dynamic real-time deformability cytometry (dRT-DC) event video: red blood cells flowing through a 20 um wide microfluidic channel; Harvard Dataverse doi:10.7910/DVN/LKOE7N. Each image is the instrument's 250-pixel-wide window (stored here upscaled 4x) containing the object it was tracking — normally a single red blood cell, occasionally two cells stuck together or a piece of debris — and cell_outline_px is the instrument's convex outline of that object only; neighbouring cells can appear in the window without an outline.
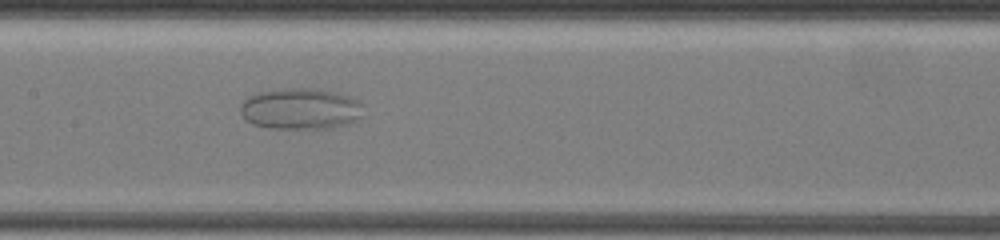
{"species": "common noctule bat (a hibernating species)", "species_latin": "Nyctalus noctula", "temperature_condition": "warm", "stored_images_in_passage": 22, "camera_frame_rate_fps": 3000, "um_per_image_px": 0.085, "animal": {"sex": "female", "body_mass_g": 19.5, "forearm_length_mm": 54.1}, "frame": {"image": 1, "passage_image": 7, "time_ms": 4.333, "image_size_px": [1000, 240], "cell_outline_px": [[360, 120], [348, 124], [328, 128], [268, 128], [252, 124], [240, 112], [240, 108], [244, 100], [248, 96], [260, 92], [288, 88], [320, 88], [348, 96], [360, 100]], "centroid_in_image_um": [25.55, 9.24], "position_along_channel_um": 181.8, "area_um2": 29.42}}
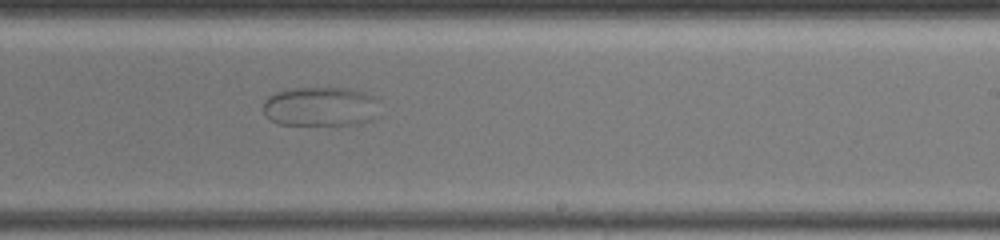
{"frame": {"image": 2, "passage_image": 11, "time_ms": 6.667, "image_size_px": [1000, 240], "cell_outline_px": [[372, 120], [364, 124], [336, 128], [280, 124], [272, 120], [264, 112], [264, 100], [268, 96], [276, 92], [292, 88], [352, 88], [364, 92], [372, 96]], "centroid_in_image_um": [27.18, 9.12], "position_along_channel_um": 261.8, "area_um2": 27.22}}
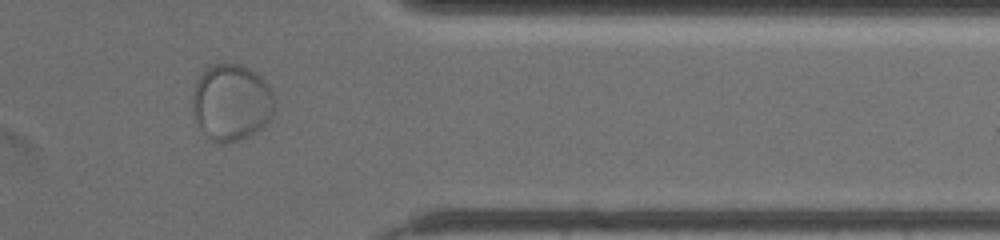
{"frame": {"image": 3, "passage_image": 17, "time_ms": 10.667, "image_size_px": [1000, 240], "cell_outline_px": [[276, 104], [272, 116], [256, 132], [240, 140], [224, 144], [220, 144], [212, 140], [204, 132], [196, 120], [192, 108], [192, 92], [196, 80], [200, 72], [212, 64], [240, 64], [256, 72], [268, 84], [276, 100]], "centroid_in_image_um": [19.67, 8.69], "position_along_channel_um": 391.7, "area_um2": 36.99}}